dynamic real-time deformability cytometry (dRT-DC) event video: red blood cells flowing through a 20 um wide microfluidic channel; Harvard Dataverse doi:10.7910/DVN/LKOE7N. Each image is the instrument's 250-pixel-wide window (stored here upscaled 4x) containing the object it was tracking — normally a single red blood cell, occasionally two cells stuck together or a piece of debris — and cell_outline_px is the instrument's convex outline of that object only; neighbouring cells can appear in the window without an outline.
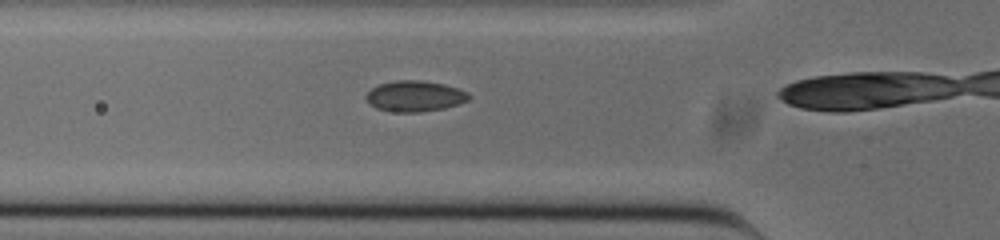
{"species": "common noctule bat (a hibernating species)", "species_latin": "Nyctalus noctula", "temperature_condition": "cold", "stored_images_in_passage": 15, "camera_frame_rate_fps": 3000, "um_per_image_px": 0.085, "animal": {"sex": "male", "body_mass_g": 20.0, "forearm_length_mm": 53.3}, "frame": {"image": 1, "passage_image": 11, "time_ms": 3.333, "image_size_px": [1000, 240], "cell_outline_px": [[472, 96], [468, 100], [444, 108], [420, 112], [396, 112], [376, 108], [364, 96], [372, 88], [380, 84], [396, 80], [420, 80], [444, 84], [468, 92]], "centroid_in_image_um": [35.27, 8.17], "position_along_channel_um": 90.5, "area_um2": 18.26}}